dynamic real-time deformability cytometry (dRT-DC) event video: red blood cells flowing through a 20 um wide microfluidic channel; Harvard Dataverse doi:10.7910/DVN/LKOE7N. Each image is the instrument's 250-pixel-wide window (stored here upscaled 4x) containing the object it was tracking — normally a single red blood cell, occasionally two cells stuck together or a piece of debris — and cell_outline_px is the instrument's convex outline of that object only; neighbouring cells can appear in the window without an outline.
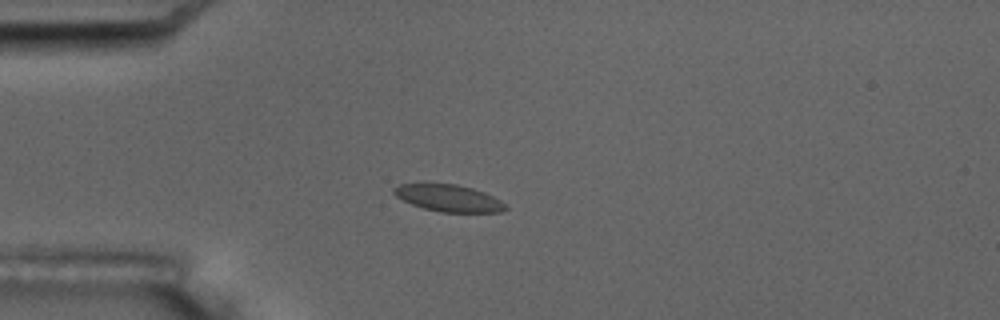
{"species": "common noctule bat (a hibernating species)", "species_latin": "Nyctalus noctula", "temperature_condition": "room temperature", "stored_images_in_passage": 5, "camera_frame_rate_fps": 3000, "um_per_image_px": 0.085, "animal": {"sex": "male", "body_mass_g": 17.5, "forearm_length_mm": 52.3}, "frame": {"image": 1, "passage_image": 3, "time_ms": 2.333, "image_size_px": [1000, 320], "cell_outline_px": [[508, 208], [500, 212], [440, 212], [424, 208], [412, 204], [396, 196], [392, 192], [392, 188], [400, 184], [424, 180], [456, 184], [472, 188], [484, 192], [500, 200]], "centroid_in_image_um": [38.04, 16.78], "position_along_channel_um": 47.0, "area_um2": 18.09}}